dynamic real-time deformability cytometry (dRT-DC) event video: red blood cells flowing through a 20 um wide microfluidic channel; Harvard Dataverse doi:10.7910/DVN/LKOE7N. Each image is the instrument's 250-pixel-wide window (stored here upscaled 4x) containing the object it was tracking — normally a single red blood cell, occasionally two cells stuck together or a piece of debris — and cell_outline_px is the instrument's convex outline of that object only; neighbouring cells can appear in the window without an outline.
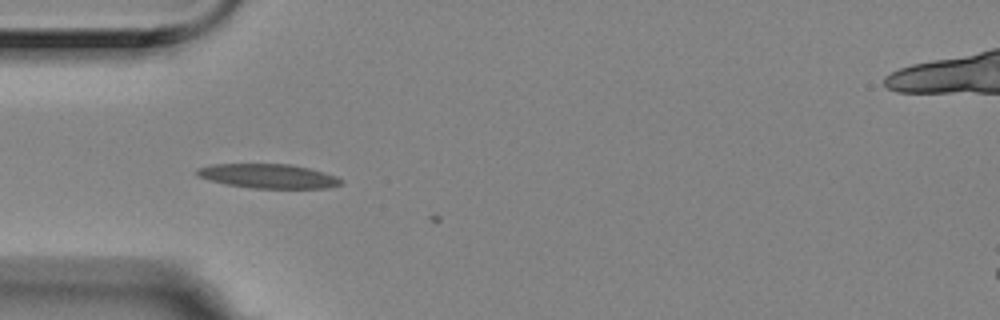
{"species": "Egyptian fruit bat (a non-hibernating species)", "species_latin": "Rousettus aegyptiacus", "temperature_condition": "room temperature", "stored_images_in_passage": 5, "segment_of_instrument_passage": [2, 2], "camera_frame_rate_fps": 3000, "um_per_image_px": 0.085, "animal": {"sex": "female"}, "frame": {"image": 1, "passage_image": 4, "time_ms": 1.0, "image_size_px": [1000, 320], "cell_outline_px": [[344, 180], [340, 184], [328, 188], [248, 188], [224, 184], [196, 176], [196, 168], [212, 164], [288, 164], [308, 168], [336, 176]], "centroid_in_image_um": [22.75, 14.97], "position_along_channel_um": 62.2, "area_um2": 20.4}}